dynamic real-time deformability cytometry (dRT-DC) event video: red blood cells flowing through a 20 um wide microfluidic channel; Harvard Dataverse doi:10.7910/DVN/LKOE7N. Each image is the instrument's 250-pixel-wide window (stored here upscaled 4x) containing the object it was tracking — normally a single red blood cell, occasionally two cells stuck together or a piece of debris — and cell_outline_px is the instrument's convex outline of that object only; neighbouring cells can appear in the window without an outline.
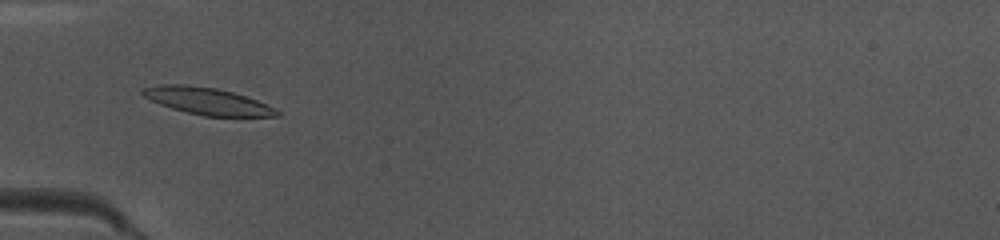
{"species": "common noctule bat (a hibernating species)", "species_latin": "Nyctalus noctula", "temperature_condition": "warm", "stored_images_in_passage": 36, "camera_frame_rate_fps": 3000, "um_per_image_px": 0.085, "animal": {"sex": "female", "body_mass_g": 10.0, "forearm_length_mm": 53.1}, "frame": {"image": 1, "passage_image": 17, "time_ms": 5.333, "image_size_px": [1000, 240], "cell_outline_px": [[280, 116], [204, 116], [172, 108], [160, 104], [144, 96], [140, 92], [144, 88], [160, 84], [184, 84], [216, 88], [232, 92], [256, 100], [276, 108], [280, 112]], "centroid_in_image_um": [17.62, 8.59], "position_along_channel_um": 67.4, "area_um2": 20.81}}
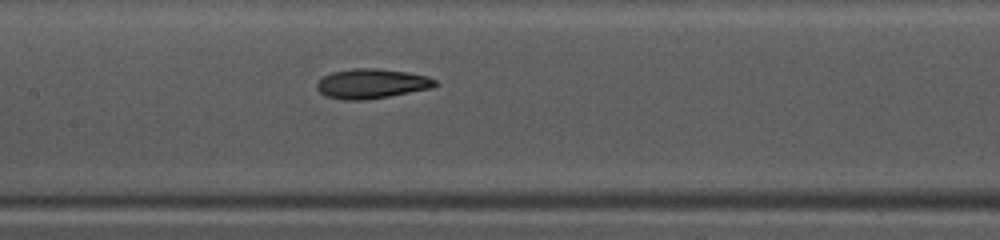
{"frame": {"image": 2, "passage_image": 25, "time_ms": 8.0, "image_size_px": [1000, 240], "cell_outline_px": [[436, 84], [432, 88], [388, 96], [364, 100], [344, 100], [324, 96], [316, 88], [316, 84], [324, 76], [332, 72], [352, 68], [380, 68], [408, 72], [428, 76], [436, 80]], "centroid_in_image_um": [31.57, 7.1], "position_along_channel_um": 175.8, "area_um2": 20.52}}
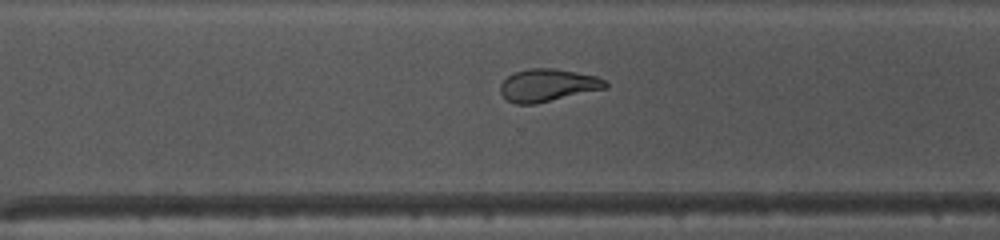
{"frame": {"image": 3, "passage_image": 36, "time_ms": 11.667, "image_size_px": [1000, 240], "cell_outline_px": [[608, 88], [536, 104], [516, 104], [508, 100], [500, 92], [500, 84], [508, 76], [516, 72], [528, 68], [556, 68], [596, 76], [604, 80], [608, 84]], "centroid_in_image_um": [46.57, 7.25], "position_along_channel_um": 324.0, "area_um2": 20.0}}